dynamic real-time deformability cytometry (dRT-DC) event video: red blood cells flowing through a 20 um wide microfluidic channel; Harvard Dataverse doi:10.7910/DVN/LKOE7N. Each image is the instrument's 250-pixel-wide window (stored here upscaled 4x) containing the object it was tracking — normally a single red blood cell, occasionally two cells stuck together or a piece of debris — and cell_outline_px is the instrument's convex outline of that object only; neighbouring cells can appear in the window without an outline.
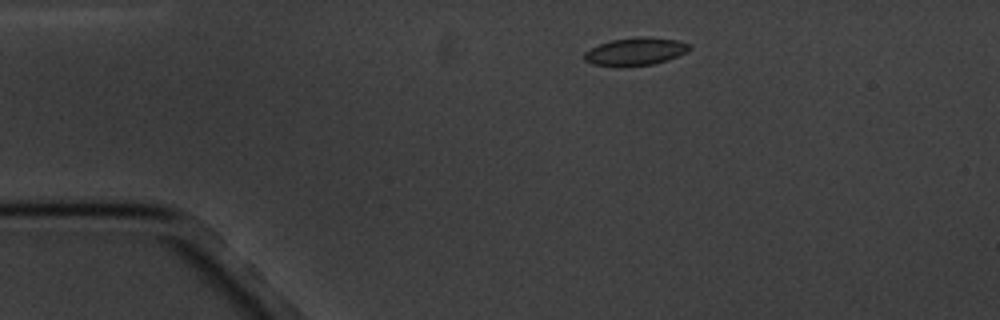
{"species": "common noctule bat (a hibernating species)", "species_latin": "Nyctalus noctula", "temperature_condition": "cold", "stored_images_in_passage": 2, "camera_frame_rate_fps": 3000, "um_per_image_px": 0.085, "animal": {"sex": "male", "body_mass_g": 20.1, "forearm_length_mm": 53.5}, "frame": {"image": 1, "passage_image": 1, "time_ms": 0.0, "image_size_px": [1000, 320], "cell_outline_px": [[692, 48], [688, 52], [652, 64], [592, 64], [584, 60], [584, 52], [600, 44], [612, 40], [636, 36], [648, 36], [680, 40], [692, 44]], "centroid_in_image_um": [54.1, 4.31], "position_along_channel_um": 30.9, "area_um2": 16.53}}